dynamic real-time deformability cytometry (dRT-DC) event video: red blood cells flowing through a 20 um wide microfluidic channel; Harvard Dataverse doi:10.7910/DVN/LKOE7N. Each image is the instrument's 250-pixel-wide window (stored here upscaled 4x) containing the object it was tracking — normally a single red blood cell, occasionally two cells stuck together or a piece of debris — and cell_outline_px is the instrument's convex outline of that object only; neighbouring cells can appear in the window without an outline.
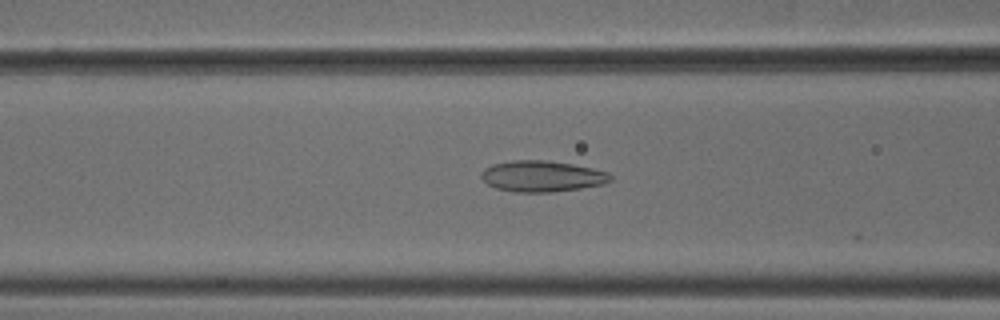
{"species": "common noctule bat (a hibernating species)", "species_latin": "Nyctalus noctula", "temperature_condition": "cold", "stored_images_in_passage": 12, "camera_frame_rate_fps": 3000, "um_per_image_px": 0.085, "animal": {"sex": "male", "body_mass_g": 18.8}, "frame": {"image": 1, "passage_image": 5, "time_ms": 1.333, "image_size_px": [1000, 320], "cell_outline_px": [[612, 180], [604, 184], [580, 188], [552, 192], [516, 192], [496, 188], [488, 184], [480, 176], [484, 168], [492, 164], [512, 160], [544, 160], [572, 164], [592, 168], [608, 172], [612, 176]], "centroid_in_image_um": [46.07, 14.98], "position_along_channel_um": 120.5, "area_um2": 23.35}}
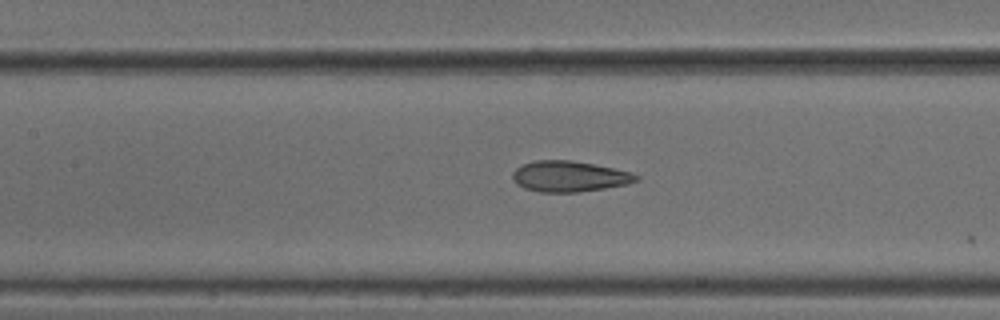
{"frame": {"image": 2, "passage_image": 8, "time_ms": 2.333, "image_size_px": [1000, 320], "cell_outline_px": [[640, 180], [628, 184], [604, 188], [576, 192], [540, 192], [524, 188], [516, 184], [512, 180], [512, 172], [516, 168], [524, 164], [536, 160], [572, 160], [632, 172], [640, 176]], "centroid_in_image_um": [48.39, 14.99], "position_along_channel_um": 159.0, "area_um2": 22.2}}
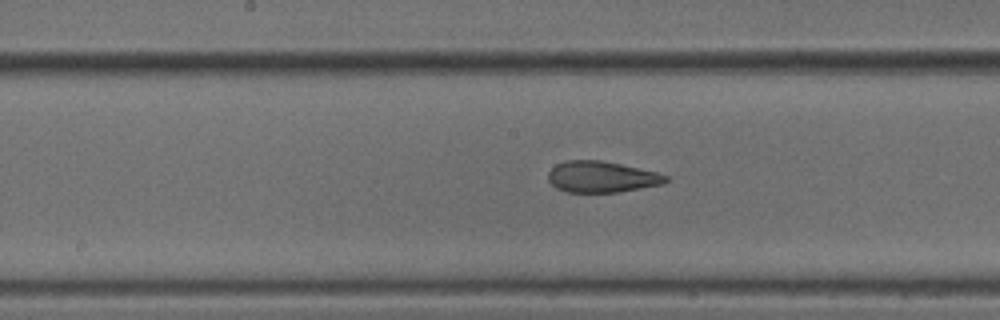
{"frame": {"image": 3, "passage_image": 11, "time_ms": 3.333, "image_size_px": [1000, 320], "cell_outline_px": [[668, 180], [664, 184], [616, 192], [568, 192], [556, 188], [548, 180], [548, 172], [556, 164], [568, 160], [600, 160], [620, 164], [656, 172], [668, 176]], "centroid_in_image_um": [51.12, 15.03], "position_along_channel_um": 197.1, "area_um2": 21.21}}